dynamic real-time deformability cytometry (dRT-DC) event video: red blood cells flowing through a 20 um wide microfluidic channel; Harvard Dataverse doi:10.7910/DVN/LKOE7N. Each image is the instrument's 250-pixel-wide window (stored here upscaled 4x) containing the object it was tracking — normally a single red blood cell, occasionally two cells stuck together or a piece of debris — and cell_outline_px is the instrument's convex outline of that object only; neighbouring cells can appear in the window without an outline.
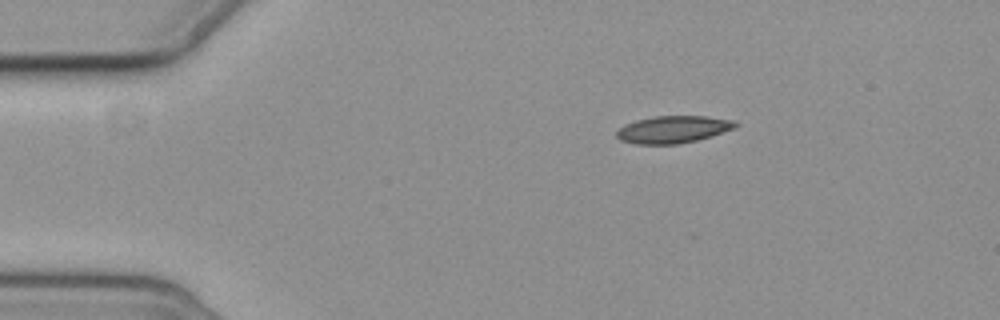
{"species": "common noctule bat (a hibernating species)", "species_latin": "Nyctalus noctula", "temperature_condition": "cold", "stored_images_in_passage": 2, "camera_frame_rate_fps": 3000, "um_per_image_px": 0.085, "animal": {"sex": "female", "body_mass_g": 19.3, "forearm_length_mm": 54.1}, "frame": {"image": 1, "passage_image": 1, "time_ms": 0.0, "image_size_px": [1000, 320], "cell_outline_px": [[740, 124], [736, 128], [712, 136], [696, 140], [676, 144], [636, 144], [620, 140], [616, 136], [616, 132], [624, 124], [636, 120], [652, 116], [708, 116], [736, 120]], "centroid_in_image_um": [57.25, 10.99], "position_along_channel_um": 27.7, "area_um2": 19.07}}